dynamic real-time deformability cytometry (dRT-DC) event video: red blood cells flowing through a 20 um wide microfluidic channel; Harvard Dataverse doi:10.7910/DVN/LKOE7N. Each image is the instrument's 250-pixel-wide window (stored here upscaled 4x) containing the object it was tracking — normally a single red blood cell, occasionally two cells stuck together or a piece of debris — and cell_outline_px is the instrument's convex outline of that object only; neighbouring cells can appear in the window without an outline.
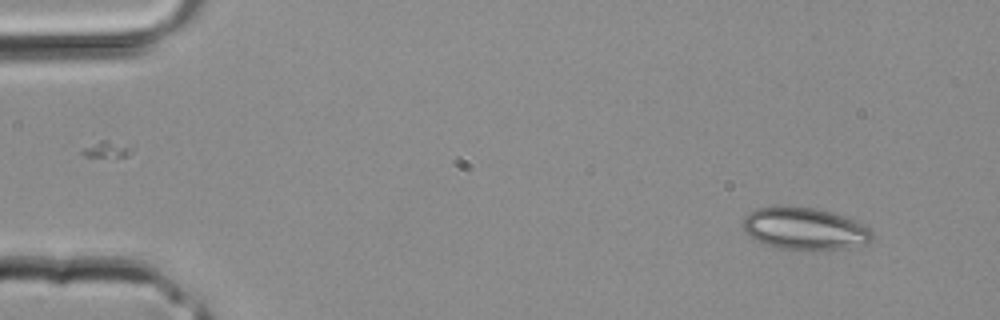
{"species": "common noctule bat (a hibernating species)", "species_latin": "Nyctalus noctula", "temperature_condition": "room temperature", "stored_images_in_passage": 2, "camera_frame_rate_fps": 3000, "um_per_image_px": 0.085, "animal": {"sex": "male", "body_mass_g": 20.4}, "frame": {"image": 1, "passage_image": 2, "time_ms": 0.333, "image_size_px": [1000, 320], "cell_outline_px": [[872, 240], [868, 244], [848, 248], [776, 248], [764, 244], [756, 240], [740, 224], [744, 216], [756, 208], [816, 208], [832, 212], [852, 220], [868, 228], [872, 232]], "centroid_in_image_um": [68.39, 19.44], "position_along_channel_um": 16.6, "area_um2": 30.75}}